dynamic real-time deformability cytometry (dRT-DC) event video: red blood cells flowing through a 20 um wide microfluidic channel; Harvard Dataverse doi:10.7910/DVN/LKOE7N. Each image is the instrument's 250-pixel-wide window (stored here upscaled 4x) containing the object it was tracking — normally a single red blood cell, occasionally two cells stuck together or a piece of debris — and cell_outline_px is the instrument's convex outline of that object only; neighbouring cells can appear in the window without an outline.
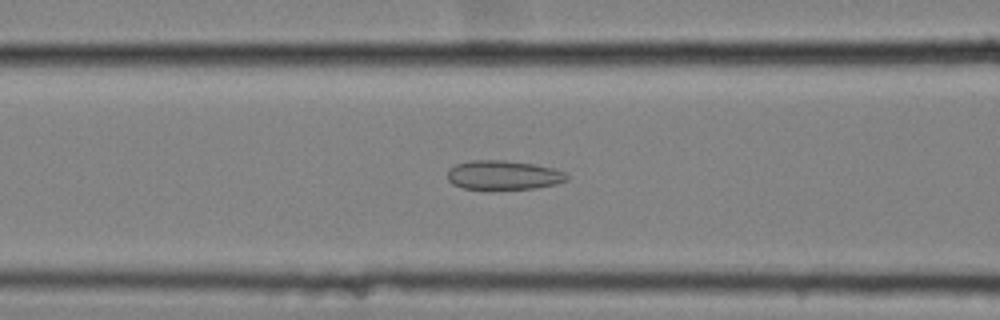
{"species": "common noctule bat (a hibernating species)", "species_latin": "Nyctalus noctula", "temperature_condition": "cold", "stored_images_in_passage": 57, "camera_frame_rate_fps": 3000, "um_per_image_px": 0.085, "animal": {"sex": "female", "body_mass_g": 25.1}, "frame": {"image": 1, "passage_image": 24, "time_ms": 7.667, "image_size_px": [1000, 320], "cell_outline_px": [[568, 180], [556, 184], [536, 188], [464, 188], [452, 184], [448, 180], [448, 168], [456, 164], [472, 160], [504, 160], [532, 164], [552, 168], [564, 172], [568, 176]], "centroid_in_image_um": [42.78, 14.87], "position_along_channel_um": 123.8, "area_um2": 20.0}}
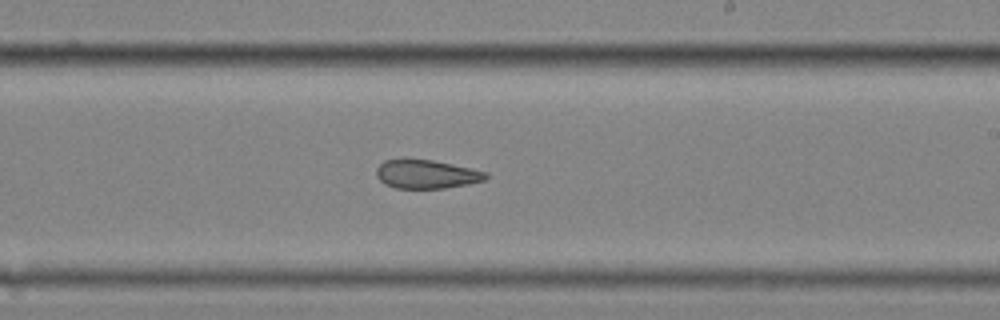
{"frame": {"image": 2, "passage_image": 35, "time_ms": 11.333, "image_size_px": [1000, 320], "cell_outline_px": [[488, 176], [484, 180], [468, 184], [444, 188], [396, 188], [384, 184], [376, 176], [376, 168], [384, 160], [432, 160], [472, 168], [488, 172]], "centroid_in_image_um": [36.26, 14.81], "position_along_channel_um": 252.7, "area_um2": 18.15}}
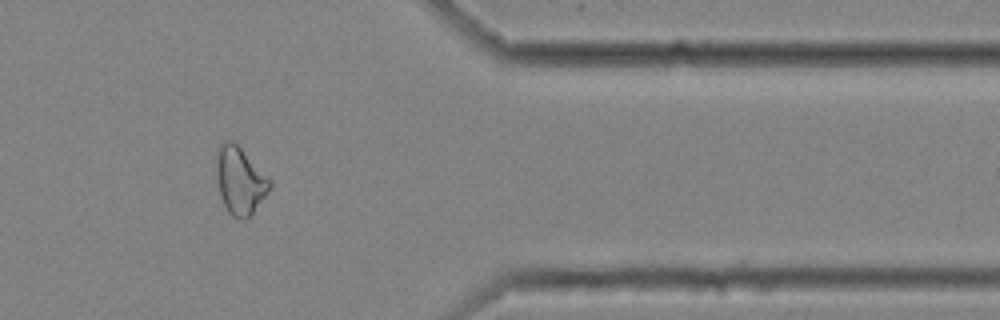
{"frame": {"image": 3, "passage_image": 48, "time_ms": 15.667, "image_size_px": [1000, 320], "cell_outline_px": [[272, 184], [248, 220], [240, 220], [232, 216], [228, 212], [220, 196], [216, 172], [216, 152], [220, 144], [224, 140], [232, 140], [272, 180]], "centroid_in_image_um": [20.37, 15.36], "position_along_channel_um": 391.0, "area_um2": 20.92}, "authors_computed_cell_mechanics": {"area_um2": 22.1952, "velocity_mm_per_s": 3.5231, "shape_relaxation_time_tau1_ms": null, "shape_relaxation_time_tau2_ms": 4.5145, "deformation_change_tau1": null, "deformation_change_tau2": 0.1257}}